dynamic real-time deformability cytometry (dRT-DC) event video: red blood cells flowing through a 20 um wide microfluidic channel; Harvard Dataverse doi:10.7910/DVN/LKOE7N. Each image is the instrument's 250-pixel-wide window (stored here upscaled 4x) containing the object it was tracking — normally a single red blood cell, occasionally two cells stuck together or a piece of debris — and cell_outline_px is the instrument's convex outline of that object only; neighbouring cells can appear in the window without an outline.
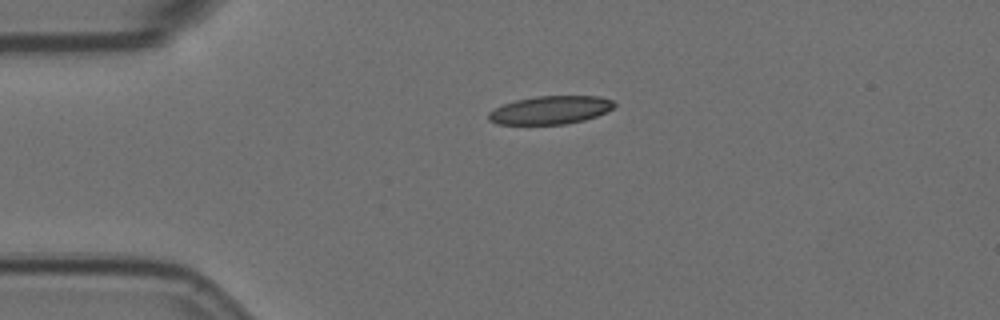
{"species": "Egyptian fruit bat (a non-hibernating species)", "species_latin": "Rousettus aegyptiacus", "temperature_condition": "room temperature", "stored_images_in_passage": 2, "camera_frame_rate_fps": 3000, "um_per_image_px": 0.085, "animal": {"sex": "female"}, "frame": {"image": 1, "passage_image": 1, "time_ms": 0.0, "image_size_px": [1000, 320], "cell_outline_px": [[616, 104], [608, 112], [584, 120], [564, 124], [496, 124], [488, 120], [488, 112], [504, 104], [516, 100], [536, 96], [600, 96], [612, 100]], "centroid_in_image_um": [46.79, 9.35], "position_along_channel_um": 38.2, "area_um2": 20.63}}